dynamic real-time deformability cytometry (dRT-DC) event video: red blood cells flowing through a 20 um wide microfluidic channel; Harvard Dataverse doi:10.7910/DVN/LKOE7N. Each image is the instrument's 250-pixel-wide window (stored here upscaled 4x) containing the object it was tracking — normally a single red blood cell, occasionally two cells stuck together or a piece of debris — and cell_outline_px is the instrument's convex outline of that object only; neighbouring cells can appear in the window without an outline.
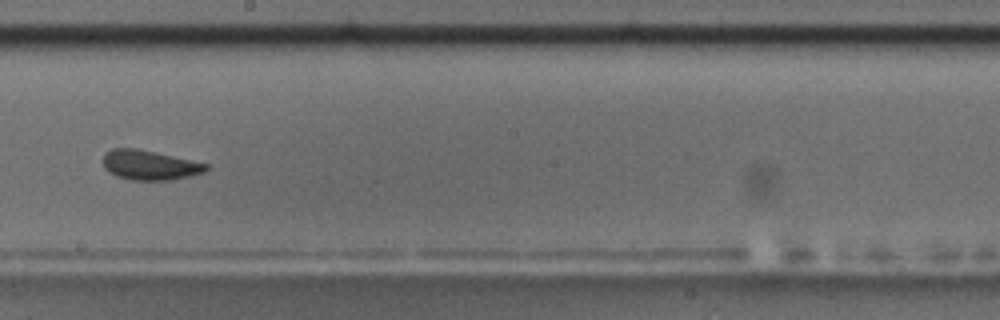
{"species": "common noctule bat (a hibernating species)", "species_latin": "Nyctalus noctula", "temperature_condition": "room temperature", "stored_images_in_passage": 14, "camera_frame_rate_fps": 3000, "um_per_image_px": 0.085, "animal": {"sex": "male", "body_mass_g": 17.5, "forearm_length_mm": 52.3}, "frame": {"image": 1, "passage_image": 7, "time_ms": 7.0, "image_size_px": [1000, 320], "cell_outline_px": [[208, 168], [204, 172], [172, 180], [132, 180], [116, 176], [108, 172], [104, 168], [104, 152], [112, 148], [136, 148], [208, 164]], "centroid_in_image_um": [12.67, 14.03], "position_along_channel_um": 235.5, "area_um2": 17.69}}
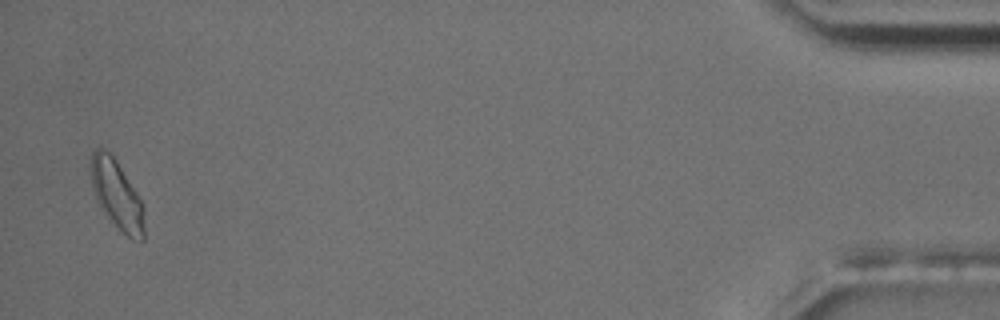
{"frame": {"image": 2, "passage_image": 14, "time_ms": 15.0, "image_size_px": [1000, 320], "cell_outline_px": [[144, 240], [132, 240], [112, 220], [96, 200], [92, 188], [88, 164], [92, 152], [96, 148], [104, 148], [112, 152], [144, 204]], "centroid_in_image_um": [9.91, 16.45], "position_along_channel_um": 425.3, "area_um2": 21.73}, "authors_computed_cell_mechanics": {"area_um2": 17.7446, "velocity_mm_per_s": 3.4391, "shape_relaxation_time_tau1_ms": 2.8945, "shape_relaxation_time_tau2_ms": 3.2347, "deformation_change_tau1": 0.0854, "deformation_change_tau2": 0.0747}}